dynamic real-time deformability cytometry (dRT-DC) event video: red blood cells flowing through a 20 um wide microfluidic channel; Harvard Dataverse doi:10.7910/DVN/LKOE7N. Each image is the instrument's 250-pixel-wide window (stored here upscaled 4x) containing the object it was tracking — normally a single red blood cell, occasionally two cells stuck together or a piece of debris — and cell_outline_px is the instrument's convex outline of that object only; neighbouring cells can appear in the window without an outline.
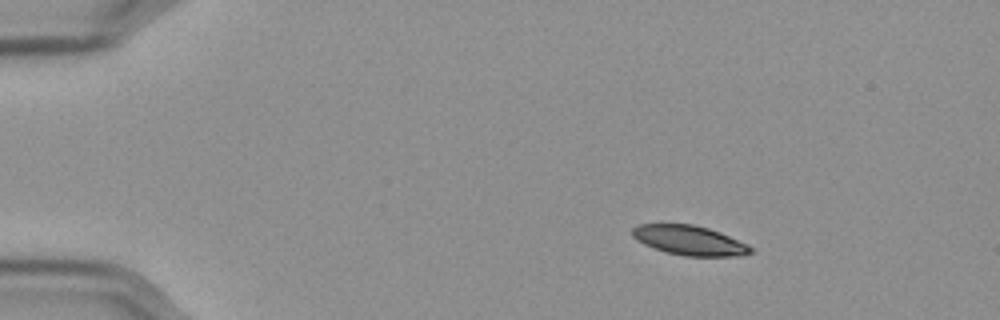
{"species": "Egyptian fruit bat (a non-hibernating species)", "species_latin": "Rousettus aegyptiacus", "temperature_condition": "cold", "stored_images_in_passage": 49, "camera_frame_rate_fps": 3000, "um_per_image_px": 0.085, "frame": {"image": 1, "passage_image": 1, "time_ms": 0.0, "image_size_px": [1000, 320], "cell_outline_px": [[752, 252], [740, 256], [684, 256], [664, 252], [652, 248], [636, 240], [632, 236], [632, 228], [636, 224], [692, 224], [708, 228], [720, 232], [748, 244], [752, 248]], "centroid_in_image_um": [58.57, 20.43], "position_along_channel_um": 26.4, "area_um2": 20.58}}
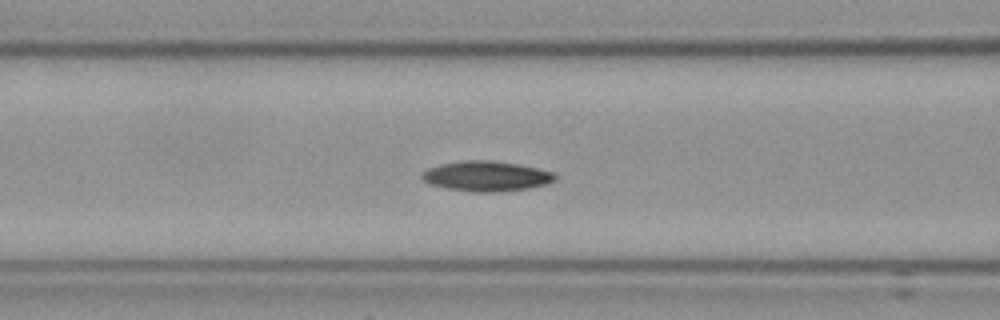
{"frame": {"image": 2, "passage_image": 16, "time_ms": 5.0, "image_size_px": [1000, 320], "cell_outline_px": [[556, 180], [548, 184], [528, 188], [500, 192], [472, 192], [448, 188], [428, 184], [420, 176], [420, 172], [428, 168], [440, 164], [464, 160], [488, 160], [516, 164], [556, 172]], "centroid_in_image_um": [41.33, 14.98], "position_along_channel_um": 125.3, "area_um2": 23.52}}
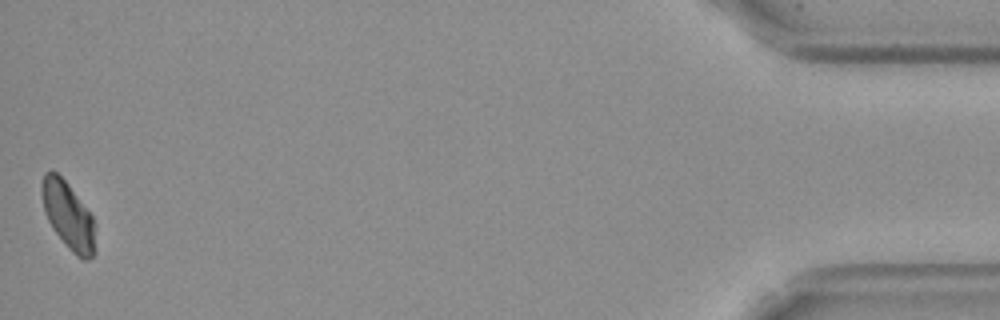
{"frame": {"image": 3, "passage_image": 49, "time_ms": 16.0, "image_size_px": [1000, 320], "cell_outline_px": [[96, 252], [88, 260], [84, 260], [76, 256], [68, 248], [52, 228], [48, 220], [44, 208], [44, 172], [56, 172], [68, 184], [92, 216]], "centroid_in_image_um": [5.84, 18.41], "position_along_channel_um": 429.4, "area_um2": 20.17}, "authors_computed_cell_mechanics": {"area_um2": 22.3686, "velocity_mm_per_s": 3.56, "shape_relaxation_time_tau1_ms": 4.0184, "shape_relaxation_time_tau2_ms": null, "deformation_change_tau1": 0.0982, "deformation_change_tau2": null}}